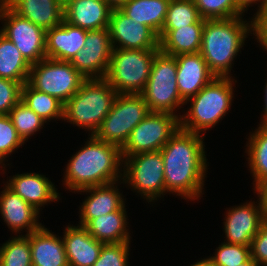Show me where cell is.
<instances>
[{"label":"cell","instance_id":"cell-1","mask_svg":"<svg viewBox=\"0 0 267 266\" xmlns=\"http://www.w3.org/2000/svg\"><path fill=\"white\" fill-rule=\"evenodd\" d=\"M204 135L179 129L160 150L164 161L166 194L187 202L204 197L208 174ZM207 172V173H206Z\"/></svg>","mask_w":267,"mask_h":266},{"label":"cell","instance_id":"cell-2","mask_svg":"<svg viewBox=\"0 0 267 266\" xmlns=\"http://www.w3.org/2000/svg\"><path fill=\"white\" fill-rule=\"evenodd\" d=\"M86 140L64 167L61 185L72 193L123 179L121 148L95 135H88Z\"/></svg>","mask_w":267,"mask_h":266},{"label":"cell","instance_id":"cell-3","mask_svg":"<svg viewBox=\"0 0 267 266\" xmlns=\"http://www.w3.org/2000/svg\"><path fill=\"white\" fill-rule=\"evenodd\" d=\"M206 19L200 54L216 77H232L236 57L251 34V18ZM238 55V56H237ZM232 75V76H231Z\"/></svg>","mask_w":267,"mask_h":266},{"label":"cell","instance_id":"cell-4","mask_svg":"<svg viewBox=\"0 0 267 266\" xmlns=\"http://www.w3.org/2000/svg\"><path fill=\"white\" fill-rule=\"evenodd\" d=\"M236 83L235 76L215 77L205 85L185 102V105L190 103V106L181 111L180 128L205 136L206 131L217 126L230 113Z\"/></svg>","mask_w":267,"mask_h":266},{"label":"cell","instance_id":"cell-5","mask_svg":"<svg viewBox=\"0 0 267 266\" xmlns=\"http://www.w3.org/2000/svg\"><path fill=\"white\" fill-rule=\"evenodd\" d=\"M117 95L105 77L85 79L80 89L64 104L63 120L94 135Z\"/></svg>","mask_w":267,"mask_h":266},{"label":"cell","instance_id":"cell-6","mask_svg":"<svg viewBox=\"0 0 267 266\" xmlns=\"http://www.w3.org/2000/svg\"><path fill=\"white\" fill-rule=\"evenodd\" d=\"M176 75L175 56L159 51L153 59L149 79L141 93L150 112L170 113L180 119L179 110H184L185 101L179 94Z\"/></svg>","mask_w":267,"mask_h":266},{"label":"cell","instance_id":"cell-7","mask_svg":"<svg viewBox=\"0 0 267 266\" xmlns=\"http://www.w3.org/2000/svg\"><path fill=\"white\" fill-rule=\"evenodd\" d=\"M159 51L113 48L105 78L118 94H141Z\"/></svg>","mask_w":267,"mask_h":266},{"label":"cell","instance_id":"cell-8","mask_svg":"<svg viewBox=\"0 0 267 266\" xmlns=\"http://www.w3.org/2000/svg\"><path fill=\"white\" fill-rule=\"evenodd\" d=\"M123 157V182L143 201L156 205L166 195L164 161L161 151ZM150 202V203H149Z\"/></svg>","mask_w":267,"mask_h":266},{"label":"cell","instance_id":"cell-9","mask_svg":"<svg viewBox=\"0 0 267 266\" xmlns=\"http://www.w3.org/2000/svg\"><path fill=\"white\" fill-rule=\"evenodd\" d=\"M149 109L141 94H118L110 112L94 134L99 140L122 148Z\"/></svg>","mask_w":267,"mask_h":266},{"label":"cell","instance_id":"cell-10","mask_svg":"<svg viewBox=\"0 0 267 266\" xmlns=\"http://www.w3.org/2000/svg\"><path fill=\"white\" fill-rule=\"evenodd\" d=\"M85 79L70 61L45 58L31 65L27 83L65 104L80 89Z\"/></svg>","mask_w":267,"mask_h":266},{"label":"cell","instance_id":"cell-11","mask_svg":"<svg viewBox=\"0 0 267 266\" xmlns=\"http://www.w3.org/2000/svg\"><path fill=\"white\" fill-rule=\"evenodd\" d=\"M0 33L13 42L26 61L32 65L46 58V31L15 13L0 1Z\"/></svg>","mask_w":267,"mask_h":266},{"label":"cell","instance_id":"cell-12","mask_svg":"<svg viewBox=\"0 0 267 266\" xmlns=\"http://www.w3.org/2000/svg\"><path fill=\"white\" fill-rule=\"evenodd\" d=\"M177 116L163 112H149L133 129L121 148L122 156L160 151L179 129Z\"/></svg>","mask_w":267,"mask_h":266},{"label":"cell","instance_id":"cell-13","mask_svg":"<svg viewBox=\"0 0 267 266\" xmlns=\"http://www.w3.org/2000/svg\"><path fill=\"white\" fill-rule=\"evenodd\" d=\"M113 45L108 28L87 30L84 47L70 63L86 79L107 75Z\"/></svg>","mask_w":267,"mask_h":266},{"label":"cell","instance_id":"cell-14","mask_svg":"<svg viewBox=\"0 0 267 266\" xmlns=\"http://www.w3.org/2000/svg\"><path fill=\"white\" fill-rule=\"evenodd\" d=\"M256 199L227 208L223 218L224 242L251 245L253 237L267 218L258 195Z\"/></svg>","mask_w":267,"mask_h":266},{"label":"cell","instance_id":"cell-15","mask_svg":"<svg viewBox=\"0 0 267 266\" xmlns=\"http://www.w3.org/2000/svg\"><path fill=\"white\" fill-rule=\"evenodd\" d=\"M113 48L159 49V36L149 26L128 17L120 9H112L108 25Z\"/></svg>","mask_w":267,"mask_h":266},{"label":"cell","instance_id":"cell-16","mask_svg":"<svg viewBox=\"0 0 267 266\" xmlns=\"http://www.w3.org/2000/svg\"><path fill=\"white\" fill-rule=\"evenodd\" d=\"M121 184L125 185L123 180L75 192L85 194L84 201L79 206L78 225L84 227L91 219L120 210L126 204V197L119 188Z\"/></svg>","mask_w":267,"mask_h":266},{"label":"cell","instance_id":"cell-17","mask_svg":"<svg viewBox=\"0 0 267 266\" xmlns=\"http://www.w3.org/2000/svg\"><path fill=\"white\" fill-rule=\"evenodd\" d=\"M3 183L38 212H42L44 206L51 202L55 203L61 200V193L57 191L55 183L43 173L22 172L19 174L18 172L7 177V180Z\"/></svg>","mask_w":267,"mask_h":266},{"label":"cell","instance_id":"cell-18","mask_svg":"<svg viewBox=\"0 0 267 266\" xmlns=\"http://www.w3.org/2000/svg\"><path fill=\"white\" fill-rule=\"evenodd\" d=\"M0 191V214L3 222L13 235H28L39 230L44 224L39 219L41 213L15 194L5 184Z\"/></svg>","mask_w":267,"mask_h":266},{"label":"cell","instance_id":"cell-19","mask_svg":"<svg viewBox=\"0 0 267 266\" xmlns=\"http://www.w3.org/2000/svg\"><path fill=\"white\" fill-rule=\"evenodd\" d=\"M175 58L177 65L176 83L181 98L186 102L216 76L210 71L200 52L180 54Z\"/></svg>","mask_w":267,"mask_h":266},{"label":"cell","instance_id":"cell-20","mask_svg":"<svg viewBox=\"0 0 267 266\" xmlns=\"http://www.w3.org/2000/svg\"><path fill=\"white\" fill-rule=\"evenodd\" d=\"M66 225L62 236L69 266H92L105 243L93 238L80 225Z\"/></svg>","mask_w":267,"mask_h":266},{"label":"cell","instance_id":"cell-21","mask_svg":"<svg viewBox=\"0 0 267 266\" xmlns=\"http://www.w3.org/2000/svg\"><path fill=\"white\" fill-rule=\"evenodd\" d=\"M87 30L65 20L46 31V58L61 61L71 59L84 47Z\"/></svg>","mask_w":267,"mask_h":266},{"label":"cell","instance_id":"cell-22","mask_svg":"<svg viewBox=\"0 0 267 266\" xmlns=\"http://www.w3.org/2000/svg\"><path fill=\"white\" fill-rule=\"evenodd\" d=\"M111 12L105 0H64V20L86 30L108 28Z\"/></svg>","mask_w":267,"mask_h":266},{"label":"cell","instance_id":"cell-23","mask_svg":"<svg viewBox=\"0 0 267 266\" xmlns=\"http://www.w3.org/2000/svg\"><path fill=\"white\" fill-rule=\"evenodd\" d=\"M5 3L45 31L64 20V0H6Z\"/></svg>","mask_w":267,"mask_h":266},{"label":"cell","instance_id":"cell-24","mask_svg":"<svg viewBox=\"0 0 267 266\" xmlns=\"http://www.w3.org/2000/svg\"><path fill=\"white\" fill-rule=\"evenodd\" d=\"M32 266H69L61 236L43 225L29 234Z\"/></svg>","mask_w":267,"mask_h":266},{"label":"cell","instance_id":"cell-25","mask_svg":"<svg viewBox=\"0 0 267 266\" xmlns=\"http://www.w3.org/2000/svg\"><path fill=\"white\" fill-rule=\"evenodd\" d=\"M206 19L177 29H162L159 36V50L167 55L177 56L200 52L202 31Z\"/></svg>","mask_w":267,"mask_h":266},{"label":"cell","instance_id":"cell-26","mask_svg":"<svg viewBox=\"0 0 267 266\" xmlns=\"http://www.w3.org/2000/svg\"><path fill=\"white\" fill-rule=\"evenodd\" d=\"M126 206L125 204L118 211L91 219L84 228L93 238L105 244L132 242Z\"/></svg>","mask_w":267,"mask_h":266},{"label":"cell","instance_id":"cell-27","mask_svg":"<svg viewBox=\"0 0 267 266\" xmlns=\"http://www.w3.org/2000/svg\"><path fill=\"white\" fill-rule=\"evenodd\" d=\"M248 135L244 153L253 179V191L267 179V125H257Z\"/></svg>","mask_w":267,"mask_h":266},{"label":"cell","instance_id":"cell-28","mask_svg":"<svg viewBox=\"0 0 267 266\" xmlns=\"http://www.w3.org/2000/svg\"><path fill=\"white\" fill-rule=\"evenodd\" d=\"M170 0H128L120 10L131 19L161 33Z\"/></svg>","mask_w":267,"mask_h":266},{"label":"cell","instance_id":"cell-29","mask_svg":"<svg viewBox=\"0 0 267 266\" xmlns=\"http://www.w3.org/2000/svg\"><path fill=\"white\" fill-rule=\"evenodd\" d=\"M30 68L15 44L0 33V77L23 85L28 81Z\"/></svg>","mask_w":267,"mask_h":266},{"label":"cell","instance_id":"cell-30","mask_svg":"<svg viewBox=\"0 0 267 266\" xmlns=\"http://www.w3.org/2000/svg\"><path fill=\"white\" fill-rule=\"evenodd\" d=\"M21 100L46 122H63L64 104L51 95L35 90L27 82L21 87Z\"/></svg>","mask_w":267,"mask_h":266},{"label":"cell","instance_id":"cell-31","mask_svg":"<svg viewBox=\"0 0 267 266\" xmlns=\"http://www.w3.org/2000/svg\"><path fill=\"white\" fill-rule=\"evenodd\" d=\"M18 135L26 143L31 136L41 132L45 124H48L32 109H30L22 100H20L8 113Z\"/></svg>","mask_w":267,"mask_h":266},{"label":"cell","instance_id":"cell-32","mask_svg":"<svg viewBox=\"0 0 267 266\" xmlns=\"http://www.w3.org/2000/svg\"><path fill=\"white\" fill-rule=\"evenodd\" d=\"M0 245V266H32L29 234L12 235Z\"/></svg>","mask_w":267,"mask_h":266},{"label":"cell","instance_id":"cell-33","mask_svg":"<svg viewBox=\"0 0 267 266\" xmlns=\"http://www.w3.org/2000/svg\"><path fill=\"white\" fill-rule=\"evenodd\" d=\"M200 18L193 0H170L162 29H177L192 25Z\"/></svg>","mask_w":267,"mask_h":266},{"label":"cell","instance_id":"cell-34","mask_svg":"<svg viewBox=\"0 0 267 266\" xmlns=\"http://www.w3.org/2000/svg\"><path fill=\"white\" fill-rule=\"evenodd\" d=\"M26 144L18 135L13 123L8 115H0V170L1 174H6V168L11 164L8 162L9 157L22 146ZM8 158V159H7Z\"/></svg>","mask_w":267,"mask_h":266},{"label":"cell","instance_id":"cell-35","mask_svg":"<svg viewBox=\"0 0 267 266\" xmlns=\"http://www.w3.org/2000/svg\"><path fill=\"white\" fill-rule=\"evenodd\" d=\"M203 19H228L244 16L236 0H193Z\"/></svg>","mask_w":267,"mask_h":266},{"label":"cell","instance_id":"cell-36","mask_svg":"<svg viewBox=\"0 0 267 266\" xmlns=\"http://www.w3.org/2000/svg\"><path fill=\"white\" fill-rule=\"evenodd\" d=\"M214 250V256L210 254L208 258L216 266H238L251 257L250 246L241 244L221 242Z\"/></svg>","mask_w":267,"mask_h":266},{"label":"cell","instance_id":"cell-37","mask_svg":"<svg viewBox=\"0 0 267 266\" xmlns=\"http://www.w3.org/2000/svg\"><path fill=\"white\" fill-rule=\"evenodd\" d=\"M130 244L131 242L104 244L92 266H130Z\"/></svg>","mask_w":267,"mask_h":266},{"label":"cell","instance_id":"cell-38","mask_svg":"<svg viewBox=\"0 0 267 266\" xmlns=\"http://www.w3.org/2000/svg\"><path fill=\"white\" fill-rule=\"evenodd\" d=\"M21 87L19 82L0 77V115H8L21 100Z\"/></svg>","mask_w":267,"mask_h":266},{"label":"cell","instance_id":"cell-39","mask_svg":"<svg viewBox=\"0 0 267 266\" xmlns=\"http://www.w3.org/2000/svg\"><path fill=\"white\" fill-rule=\"evenodd\" d=\"M255 11L251 17V33L259 47L267 51V3Z\"/></svg>","mask_w":267,"mask_h":266},{"label":"cell","instance_id":"cell-40","mask_svg":"<svg viewBox=\"0 0 267 266\" xmlns=\"http://www.w3.org/2000/svg\"><path fill=\"white\" fill-rule=\"evenodd\" d=\"M250 253L259 266H267V218L252 239Z\"/></svg>","mask_w":267,"mask_h":266},{"label":"cell","instance_id":"cell-41","mask_svg":"<svg viewBox=\"0 0 267 266\" xmlns=\"http://www.w3.org/2000/svg\"><path fill=\"white\" fill-rule=\"evenodd\" d=\"M255 194L259 196L261 203L264 208L265 216L267 217V179L259 184L253 191Z\"/></svg>","mask_w":267,"mask_h":266},{"label":"cell","instance_id":"cell-42","mask_svg":"<svg viewBox=\"0 0 267 266\" xmlns=\"http://www.w3.org/2000/svg\"><path fill=\"white\" fill-rule=\"evenodd\" d=\"M236 2L244 12H248L249 8L253 7V5H258L256 9H259L266 4L265 0H236Z\"/></svg>","mask_w":267,"mask_h":266},{"label":"cell","instance_id":"cell-43","mask_svg":"<svg viewBox=\"0 0 267 266\" xmlns=\"http://www.w3.org/2000/svg\"><path fill=\"white\" fill-rule=\"evenodd\" d=\"M267 76V75H266ZM264 89V91H263V93H264V97H263V99H264V105H262L263 106V111H261L262 113H261V117H260V123H259V125H267V78H266V81H265V85H264V87H263Z\"/></svg>","mask_w":267,"mask_h":266},{"label":"cell","instance_id":"cell-44","mask_svg":"<svg viewBox=\"0 0 267 266\" xmlns=\"http://www.w3.org/2000/svg\"><path fill=\"white\" fill-rule=\"evenodd\" d=\"M128 0H105L112 9H120Z\"/></svg>","mask_w":267,"mask_h":266},{"label":"cell","instance_id":"cell-45","mask_svg":"<svg viewBox=\"0 0 267 266\" xmlns=\"http://www.w3.org/2000/svg\"><path fill=\"white\" fill-rule=\"evenodd\" d=\"M199 259L190 266H216L208 257Z\"/></svg>","mask_w":267,"mask_h":266},{"label":"cell","instance_id":"cell-46","mask_svg":"<svg viewBox=\"0 0 267 266\" xmlns=\"http://www.w3.org/2000/svg\"><path fill=\"white\" fill-rule=\"evenodd\" d=\"M238 266H259L253 258H249L246 262L239 264Z\"/></svg>","mask_w":267,"mask_h":266}]
</instances>
